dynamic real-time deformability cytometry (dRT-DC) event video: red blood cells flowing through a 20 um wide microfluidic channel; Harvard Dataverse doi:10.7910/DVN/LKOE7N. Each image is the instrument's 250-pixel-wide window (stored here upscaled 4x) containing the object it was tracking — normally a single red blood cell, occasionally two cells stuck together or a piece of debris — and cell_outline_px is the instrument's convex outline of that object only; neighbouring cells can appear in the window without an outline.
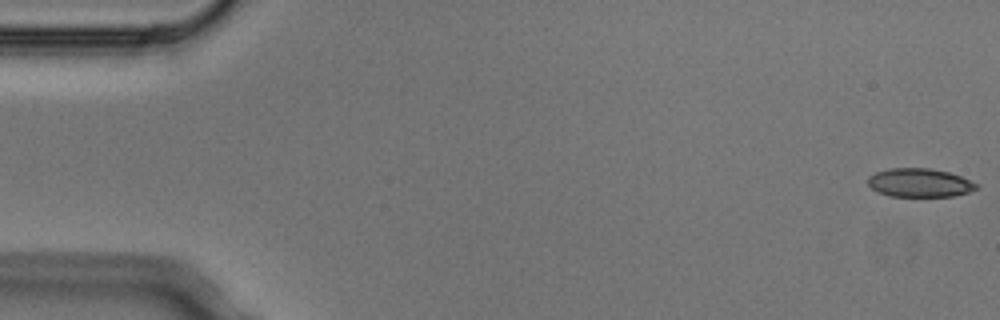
{"species": "Egyptian fruit bat (a non-hibernating species)", "species_latin": "Rousettus aegyptiacus", "temperature_condition": "cold", "stored_images_in_passage": 5, "camera_frame_rate_fps": 3000, "um_per_image_px": 0.085, "animal": {"sex": "male"}, "frame": {"image": 1, "passage_image": 1, "time_ms": 0.0, "image_size_px": [1000, 320], "cell_outline_px": [[980, 188], [972, 192], [952, 196], [888, 196], [872, 188], [868, 184], [868, 176], [876, 172], [888, 168], [928, 168], [948, 172], [960, 176], [980, 184]], "centroid_in_image_um": [78.21, 15.53], "position_along_channel_um": 6.8, "area_um2": 18.21}}
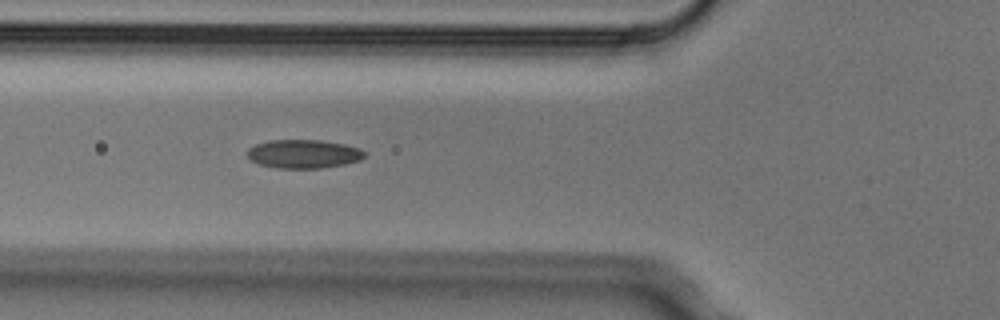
{"frame": {"image": 2, "passage_image": 5, "time_ms": 1.333, "image_size_px": [1000, 320], "cell_outline_px": [[368, 152], [360, 160], [344, 164], [320, 168], [276, 168], [260, 164], [248, 160], [248, 148], [256, 144], [268, 140], [320, 140], [344, 144], [360, 148]], "centroid_in_image_um": [25.8, 13.08], "position_along_channel_um": 100.0, "area_um2": 19.65}}